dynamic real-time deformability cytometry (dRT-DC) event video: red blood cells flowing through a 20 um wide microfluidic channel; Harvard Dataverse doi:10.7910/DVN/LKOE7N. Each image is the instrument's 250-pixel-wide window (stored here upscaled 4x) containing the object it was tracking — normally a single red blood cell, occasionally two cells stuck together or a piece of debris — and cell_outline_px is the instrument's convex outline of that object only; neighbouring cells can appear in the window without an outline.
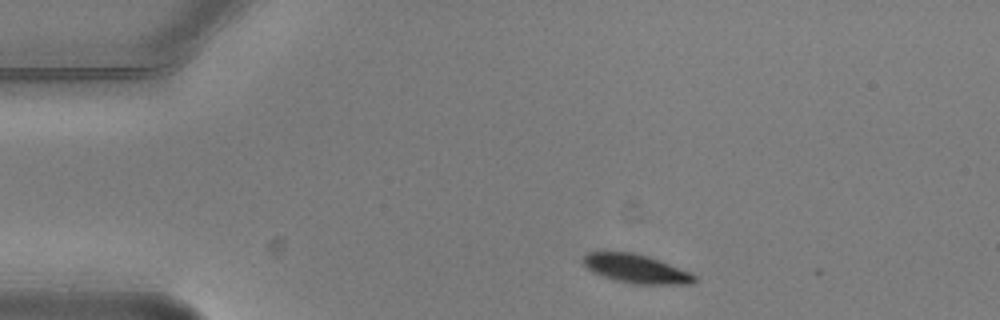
{"species": "common noctule bat (a hibernating species)", "species_latin": "Nyctalus noctula", "temperature_condition": "warm", "stored_images_in_passage": 3, "camera_frame_rate_fps": 3000, "um_per_image_px": 0.085, "animal": {"sex": "male", "body_mass_g": 20.5, "forearm_length_mm": 52.5}, "frame": {"image": 1, "passage_image": 1, "time_ms": 0.0, "image_size_px": [1000, 320], "cell_outline_px": [[696, 280], [692, 284], [636, 284], [616, 280], [592, 272], [584, 264], [584, 256], [588, 252], [632, 252], [648, 256], [692, 272], [696, 276]], "centroid_in_image_um": [54.12, 22.84], "position_along_channel_um": 30.9, "area_um2": 18.5}}